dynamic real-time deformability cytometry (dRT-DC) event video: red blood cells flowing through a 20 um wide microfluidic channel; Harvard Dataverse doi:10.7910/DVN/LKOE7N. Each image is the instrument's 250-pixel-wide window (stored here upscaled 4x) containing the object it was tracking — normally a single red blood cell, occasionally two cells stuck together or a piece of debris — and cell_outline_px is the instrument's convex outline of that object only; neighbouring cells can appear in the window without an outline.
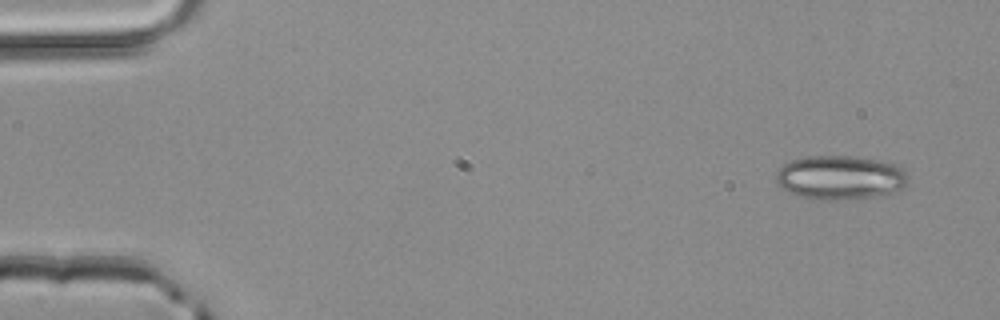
{"species": "common noctule bat (a hibernating species)", "species_latin": "Nyctalus noctula", "temperature_condition": "room temperature", "stored_images_in_passage": 4, "camera_frame_rate_fps": 3000, "um_per_image_px": 0.085, "animal": {"sex": "male", "body_mass_g": 20.4}, "frame": {"image": 1, "passage_image": 1, "time_ms": 0.0, "image_size_px": [1000, 320], "cell_outline_px": [[908, 180], [904, 188], [896, 192], [860, 200], [820, 200], [804, 196], [792, 192], [776, 184], [776, 168], [792, 160], [808, 156], [856, 156], [880, 160], [900, 164], [908, 172]], "centroid_in_image_um": [71.51, 15.09], "position_along_channel_um": 13.5, "area_um2": 34.68}}